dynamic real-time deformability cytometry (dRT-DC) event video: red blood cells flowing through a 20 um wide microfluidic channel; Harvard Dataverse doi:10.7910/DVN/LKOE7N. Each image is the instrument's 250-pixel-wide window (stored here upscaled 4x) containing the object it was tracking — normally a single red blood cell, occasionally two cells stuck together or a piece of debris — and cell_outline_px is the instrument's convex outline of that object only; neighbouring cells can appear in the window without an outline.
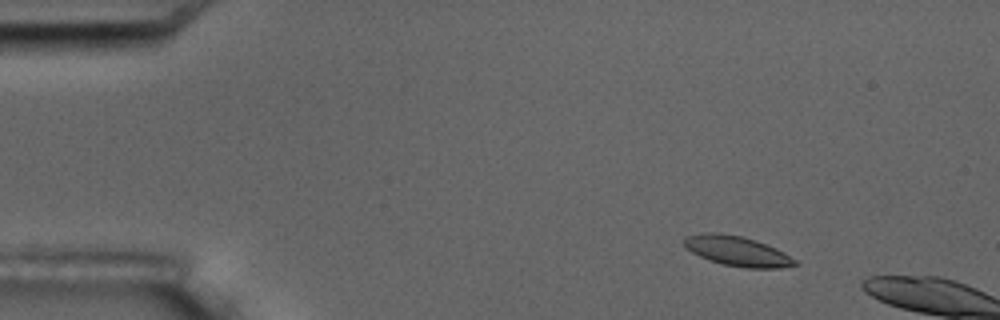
{"species": "common noctule bat (a hibernating species)", "species_latin": "Nyctalus noctula", "temperature_condition": "room temperature", "stored_images_in_passage": 3, "camera_frame_rate_fps": 3000, "um_per_image_px": 0.085, "animal": {"sex": "male", "body_mass_g": 17.5, "forearm_length_mm": 52.3}, "frame": {"image": 1, "passage_image": 2, "time_ms": 1.0, "image_size_px": [1000, 320], "cell_outline_px": [[796, 264], [780, 268], [748, 268], [724, 264], [708, 260], [692, 252], [684, 244], [684, 236], [700, 232], [716, 232], [740, 236], [756, 240], [776, 248], [784, 252], [796, 260]], "centroid_in_image_um": [62.64, 21.32], "position_along_channel_um": 22.4, "area_um2": 19.19}}